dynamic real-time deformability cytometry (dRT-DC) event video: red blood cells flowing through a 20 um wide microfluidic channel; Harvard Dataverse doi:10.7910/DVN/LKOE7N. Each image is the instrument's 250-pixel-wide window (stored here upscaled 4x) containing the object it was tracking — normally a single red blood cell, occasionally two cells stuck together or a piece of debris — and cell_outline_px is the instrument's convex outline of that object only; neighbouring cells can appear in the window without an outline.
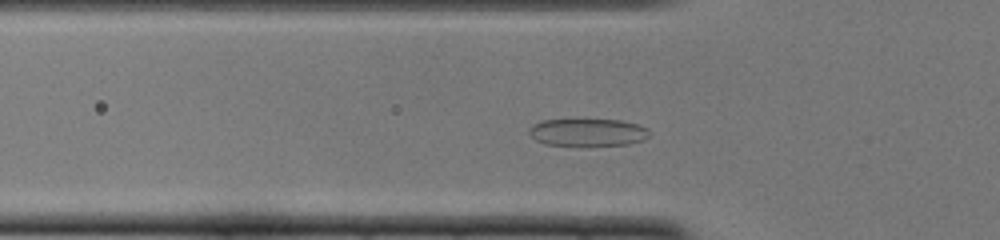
{"species": "common noctule bat (a hibernating species)", "species_latin": "Nyctalus noctula", "temperature_condition": "cold", "stored_images_in_passage": 43, "camera_frame_rate_fps": 3000, "um_per_image_px": 0.085, "animal": {"sex": "female", "body_mass_g": 22.0, "forearm_length_mm": 56.7}, "frame": {"image": 1, "passage_image": 9, "time_ms": 2.667, "image_size_px": [1000, 240], "cell_outline_px": [[648, 136], [644, 140], [628, 144], [544, 144], [536, 140], [528, 132], [528, 128], [532, 124], [540, 120], [620, 120], [636, 124], [648, 128]], "centroid_in_image_um": [49.93, 11.22], "position_along_channel_um": 75.9, "area_um2": 18.79}}
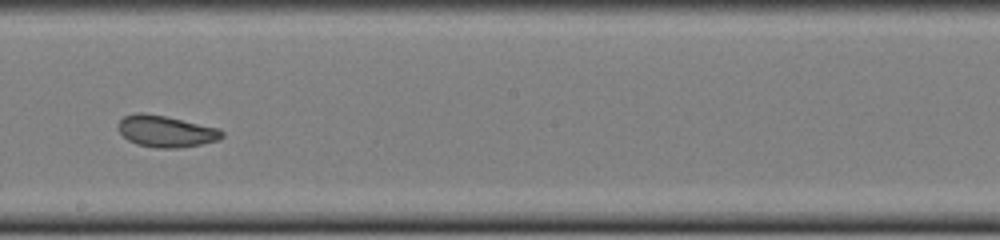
{"frame": {"image": 2, "passage_image": 21, "time_ms": 6.667, "image_size_px": [1000, 240], "cell_outline_px": [[224, 136], [216, 140], [200, 144], [180, 148], [156, 148], [136, 144], [128, 140], [120, 132], [116, 124], [124, 116], [136, 112], [144, 112], [164, 116], [220, 128], [224, 132]], "centroid_in_image_um": [14.08, 11.15], "position_along_channel_um": 234.1, "area_um2": 19.13}}
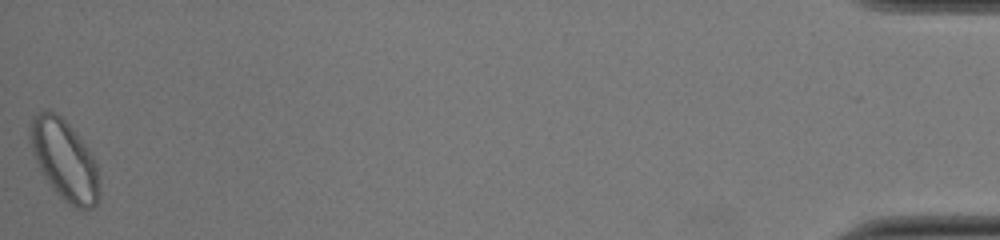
{"frame": {"image": 3, "passage_image": 43, "time_ms": 14.0, "image_size_px": [1000, 240], "cell_outline_px": [[100, 200], [92, 208], [76, 208], [68, 204], [52, 188], [44, 176], [32, 152], [28, 128], [32, 116], [48, 108], [60, 116], [68, 124], [84, 144], [92, 156], [96, 164], [100, 192]], "centroid_in_image_um": [5.46, 13.6], "position_along_channel_um": 429.7, "area_um2": 32.14}, "authors_computed_cell_mechanics": {"area_um2": 19.7676, "velocity_mm_per_s": 3.96, "shape_relaxation_time_tau1_ms": 3.7911, "shape_relaxation_time_tau2_ms": 1.1487, "deformation_change_tau1": 0.1334, "deformation_change_tau2": 0.0728}}